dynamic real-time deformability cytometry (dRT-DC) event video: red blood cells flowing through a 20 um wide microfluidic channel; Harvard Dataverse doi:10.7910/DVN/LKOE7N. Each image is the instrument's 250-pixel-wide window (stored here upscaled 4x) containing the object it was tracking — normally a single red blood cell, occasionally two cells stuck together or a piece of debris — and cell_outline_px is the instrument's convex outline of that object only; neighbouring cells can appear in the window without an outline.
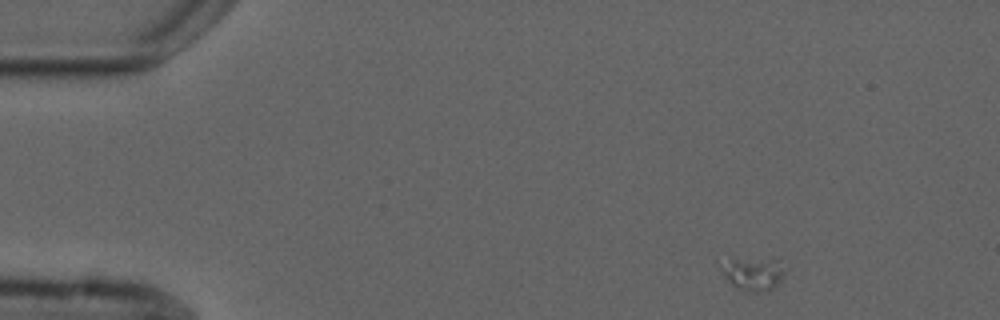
{"species": "common noctule bat (a hibernating species)", "species_latin": "Nyctalus noctula", "temperature_condition": "cold", "stored_images_in_passage": 3, "camera_frame_rate_fps": 3000, "um_per_image_px": 0.085, "animal": {"sex": "male", "forearm_length_mm": 52.5}, "frame": {"image": 1, "passage_image": 1, "time_ms": 0.0, "image_size_px": [1000, 320], "cell_outline_px": [[784, 272], [780, 280], [768, 292], [756, 292], [736, 288], [724, 276], [716, 260], [732, 256], [780, 256]], "centroid_in_image_um": [63.96, 23.11], "position_along_channel_um": 21.0, "area_um2": 13.7}}